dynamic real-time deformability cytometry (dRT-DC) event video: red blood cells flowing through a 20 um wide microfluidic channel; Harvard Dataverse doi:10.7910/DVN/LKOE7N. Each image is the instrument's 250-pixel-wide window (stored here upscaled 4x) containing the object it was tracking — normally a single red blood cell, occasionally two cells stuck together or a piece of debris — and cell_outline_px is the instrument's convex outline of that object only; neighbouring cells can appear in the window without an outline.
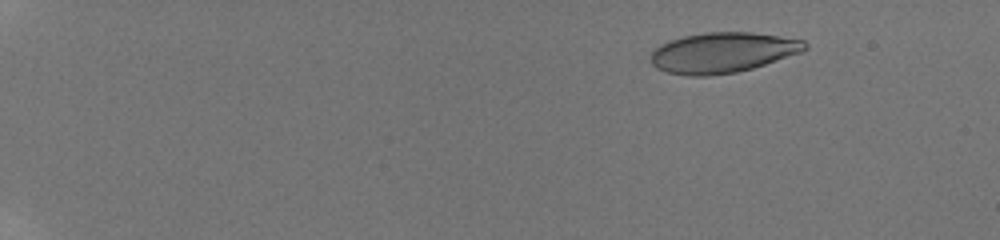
{"species": "human", "species_latin": "Homo sapiens", "temperature_condition": "room temperature", "stored_images_in_passage": 68, "camera_frame_rate_fps": 3000, "um_per_image_px": 0.085, "donor": {"sex": "male"}, "frame": {"image": 1, "passage_image": 16, "time_ms": 2.667, "image_size_px": [1000, 240], "cell_outline_px": [[808, 48], [804, 52], [752, 68], [736, 72], [708, 76], [688, 76], [668, 72], [656, 68], [652, 64], [652, 52], [660, 44], [668, 40], [684, 36], [704, 32], [752, 32], [780, 36], [804, 40], [808, 44]], "centroid_in_image_um": [61.46, 4.46], "position_along_channel_um": 23.5, "area_um2": 36.41}}
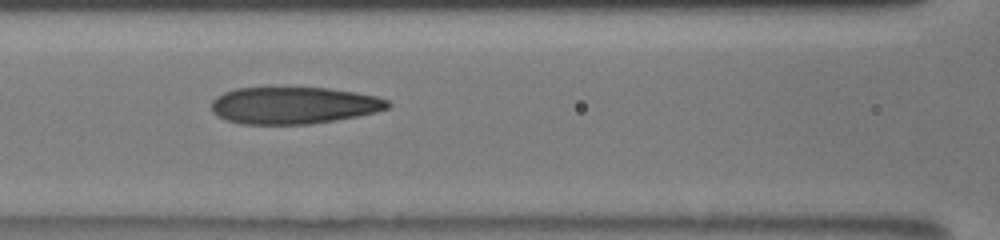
{"frame": {"image": 2, "passage_image": 61, "time_ms": 9.667, "image_size_px": [1000, 240], "cell_outline_px": [[392, 104], [388, 108], [376, 112], [336, 120], [312, 124], [240, 124], [216, 116], [212, 112], [212, 100], [216, 96], [224, 92], [236, 88], [328, 88], [356, 92], [376, 96], [388, 100]], "centroid_in_image_um": [24.96, 8.96], "position_along_channel_um": 141.6, "area_um2": 38.09}}
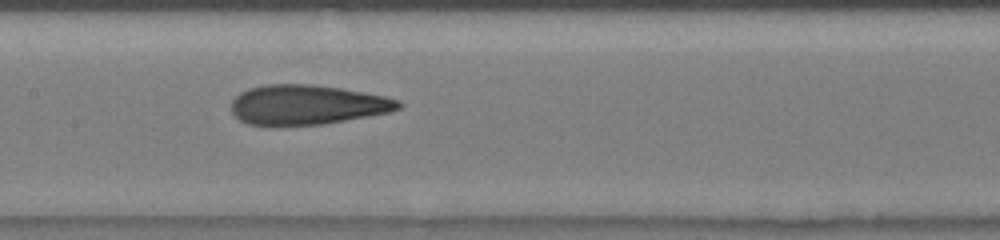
{"frame": {"image": 3, "passage_image": 67, "time_ms": 10.667, "image_size_px": [1000, 240], "cell_outline_px": [[404, 104], [400, 108], [388, 112], [324, 124], [248, 124], [240, 120], [232, 112], [232, 100], [240, 92], [248, 88], [264, 84], [312, 84], [340, 88], [384, 96], [400, 100]], "centroid_in_image_um": [26.1, 8.88], "position_along_channel_um": 181.3, "area_um2": 38.26}}